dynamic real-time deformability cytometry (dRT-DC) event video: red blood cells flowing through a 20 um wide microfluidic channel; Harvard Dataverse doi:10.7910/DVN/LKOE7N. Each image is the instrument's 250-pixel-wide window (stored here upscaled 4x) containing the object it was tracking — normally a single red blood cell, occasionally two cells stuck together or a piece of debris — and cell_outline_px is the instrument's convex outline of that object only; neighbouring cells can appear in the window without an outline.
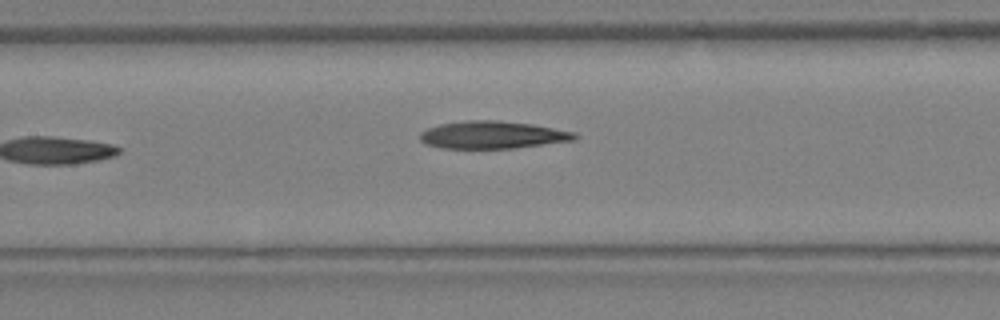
{"species": "Egyptian fruit bat (a non-hibernating species)", "species_latin": "Rousettus aegyptiacus", "temperature_condition": "warm", "stored_images_in_passage": 16, "camera_frame_rate_fps": 3000, "um_per_image_px": 0.085, "animal": {"sex": "female"}, "frame": {"image": 1, "passage_image": 16, "time_ms": 5.0, "image_size_px": [1000, 320], "cell_outline_px": [[580, 136], [576, 140], [512, 148], [440, 148], [424, 144], [420, 140], [420, 132], [428, 128], [440, 124], [464, 120], [496, 120], [532, 124], [576, 132]], "centroid_in_image_um": [41.87, 11.46], "position_along_channel_um": 165.5, "area_um2": 24.91}}